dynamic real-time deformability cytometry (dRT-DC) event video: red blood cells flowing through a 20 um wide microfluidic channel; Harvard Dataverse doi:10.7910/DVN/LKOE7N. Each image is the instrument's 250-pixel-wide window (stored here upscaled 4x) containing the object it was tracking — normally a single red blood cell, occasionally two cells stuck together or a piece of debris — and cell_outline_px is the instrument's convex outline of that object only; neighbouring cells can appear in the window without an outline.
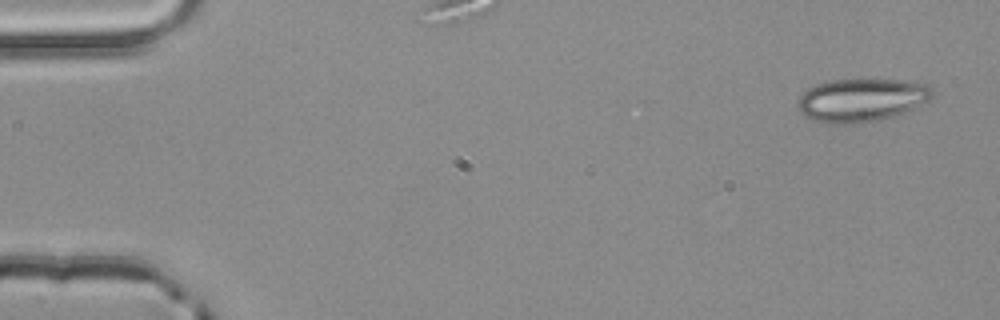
{"species": "common noctule bat (a hibernating species)", "species_latin": "Nyctalus noctula", "temperature_condition": "room temperature", "stored_images_in_passage": 4, "segment_of_instrument_passage": [1, 2], "camera_frame_rate_fps": 3000, "um_per_image_px": 0.085, "animal": {"sex": "male", "body_mass_g": 20.4}, "frame": {"image": 1, "passage_image": 1, "time_ms": 0.0, "image_size_px": [1000, 320], "cell_outline_px": [[936, 92], [928, 100], [904, 112], [892, 116], [876, 120], [852, 124], [824, 124], [812, 120], [804, 116], [796, 108], [796, 104], [800, 96], [808, 88], [816, 84], [832, 80], [900, 80], [928, 84]], "centroid_in_image_um": [73.17, 8.51], "position_along_channel_um": 11.8, "area_um2": 33.93}}